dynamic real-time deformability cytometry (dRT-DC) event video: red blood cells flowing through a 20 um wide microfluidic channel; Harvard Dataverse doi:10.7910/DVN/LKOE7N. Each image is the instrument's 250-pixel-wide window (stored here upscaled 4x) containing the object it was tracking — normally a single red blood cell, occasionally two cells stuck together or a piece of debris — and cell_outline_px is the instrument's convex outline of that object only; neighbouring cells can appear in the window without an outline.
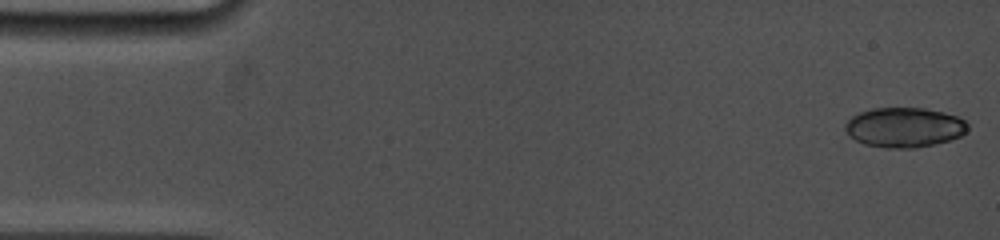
{"species": "common noctule bat (a hibernating species)", "species_latin": "Nyctalus noctula", "temperature_condition": "cold", "stored_images_in_passage": 8, "camera_frame_rate_fps": 5000, "um_per_image_px": 0.085, "animal": {"sex": "female", "body_mass_g": 19.0, "forearm_length_mm": 53.3}, "frame": {"image": 1, "passage_image": 1, "time_ms": 0.0, "image_size_px": [1000, 240], "cell_outline_px": [[968, 128], [960, 136], [936, 144], [916, 148], [884, 148], [864, 144], [848, 136], [844, 128], [844, 124], [852, 116], [860, 112], [872, 108], [924, 108], [944, 112], [956, 116], [964, 120], [968, 124]], "centroid_in_image_um": [76.83, 10.83], "position_along_channel_um": 8.2, "area_um2": 28.55}}
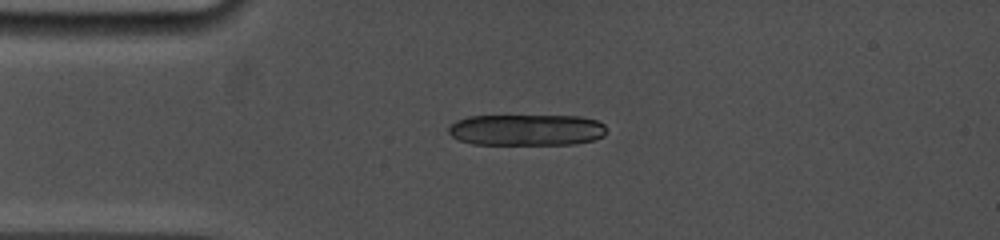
{"frame": {"image": 2, "passage_image": 7, "time_ms": 3.6, "image_size_px": [1000, 240], "cell_outline_px": [[608, 128], [604, 136], [592, 140], [572, 144], [472, 144], [460, 140], [452, 136], [448, 132], [448, 128], [456, 120], [468, 116], [580, 116], [596, 120], [604, 124]], "centroid_in_image_um": [44.77, 11.04], "position_along_channel_um": 40.2, "area_um2": 28.9}}